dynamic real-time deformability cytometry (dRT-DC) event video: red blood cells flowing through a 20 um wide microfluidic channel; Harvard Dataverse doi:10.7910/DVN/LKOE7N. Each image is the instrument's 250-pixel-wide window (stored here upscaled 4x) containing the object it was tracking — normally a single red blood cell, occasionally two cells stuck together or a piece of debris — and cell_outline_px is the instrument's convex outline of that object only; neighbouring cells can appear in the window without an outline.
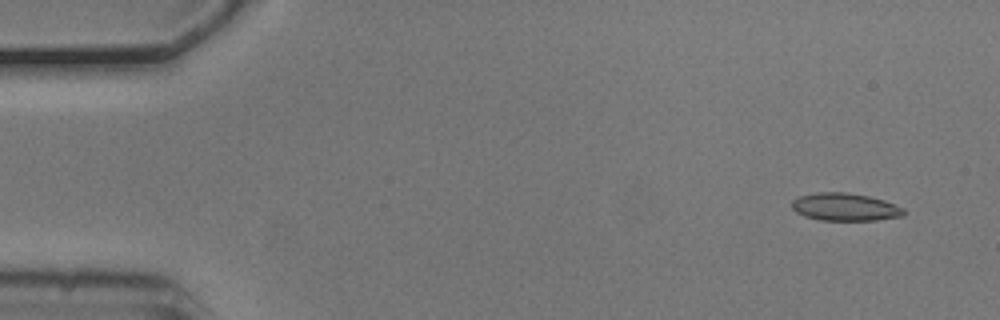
{"species": "common noctule bat (a hibernating species)", "species_latin": "Nyctalus noctula", "temperature_condition": "cold", "stored_images_in_passage": 52, "camera_frame_rate_fps": 3000, "um_per_image_px": 0.085, "animal": {"sex": "male", "body_mass_g": 20.5, "forearm_length_mm": 52.5}, "frame": {"image": 1, "passage_image": 2, "time_ms": 0.333, "image_size_px": [1000, 320], "cell_outline_px": [[904, 216], [876, 220], [820, 220], [804, 216], [796, 212], [792, 208], [792, 200], [796, 196], [816, 192], [844, 192], [868, 196], [884, 200], [904, 208]], "centroid_in_image_um": [71.79, 17.59], "position_along_channel_um": 13.2, "area_um2": 18.15}}
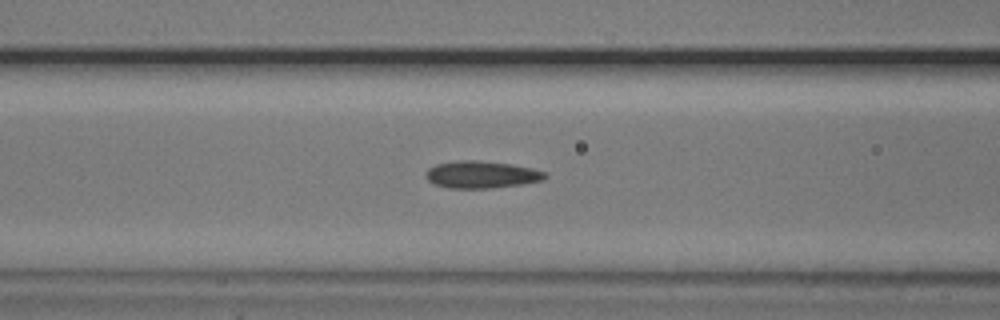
{"frame": {"image": 2, "passage_image": 20, "time_ms": 6.333, "image_size_px": [1000, 320], "cell_outline_px": [[548, 176], [544, 180], [524, 184], [492, 188], [448, 188], [436, 184], [428, 180], [424, 176], [424, 172], [428, 168], [436, 164], [460, 160], [476, 160], [512, 164], [532, 168], [548, 172]], "centroid_in_image_um": [40.95, 14.84], "position_along_channel_um": 125.6, "area_um2": 19.13}}
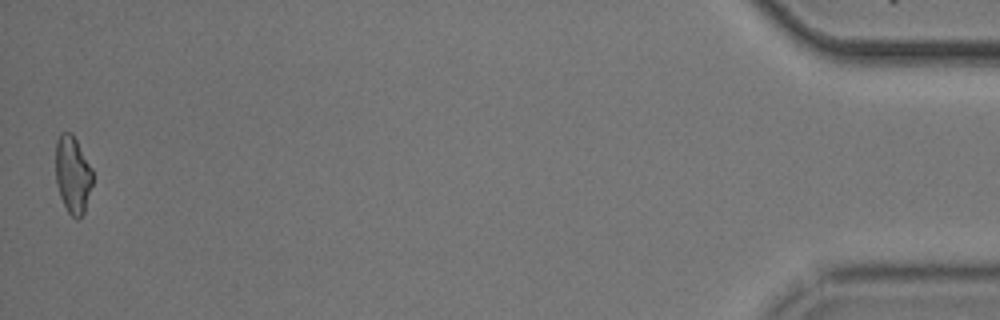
{"frame": {"image": 3, "passage_image": 52, "time_ms": 17.0, "image_size_px": [1000, 320], "cell_outline_px": [[92, 184], [84, 212], [76, 220], [68, 212], [60, 196], [56, 184], [56, 140], [60, 132], [72, 132], [92, 168]], "centroid_in_image_um": [6.17, 14.81], "position_along_channel_um": 429.0, "area_um2": 16.65}, "authors_computed_cell_mechanics": {"area_um2": 18.0336, "velocity_mm_per_s": 3.7344, "shape_relaxation_time_tau1_ms": 3.8243, "shape_relaxation_time_tau2_ms": 2.5534, "deformation_change_tau1": 0.1068, "deformation_change_tau2": 0.1058}}